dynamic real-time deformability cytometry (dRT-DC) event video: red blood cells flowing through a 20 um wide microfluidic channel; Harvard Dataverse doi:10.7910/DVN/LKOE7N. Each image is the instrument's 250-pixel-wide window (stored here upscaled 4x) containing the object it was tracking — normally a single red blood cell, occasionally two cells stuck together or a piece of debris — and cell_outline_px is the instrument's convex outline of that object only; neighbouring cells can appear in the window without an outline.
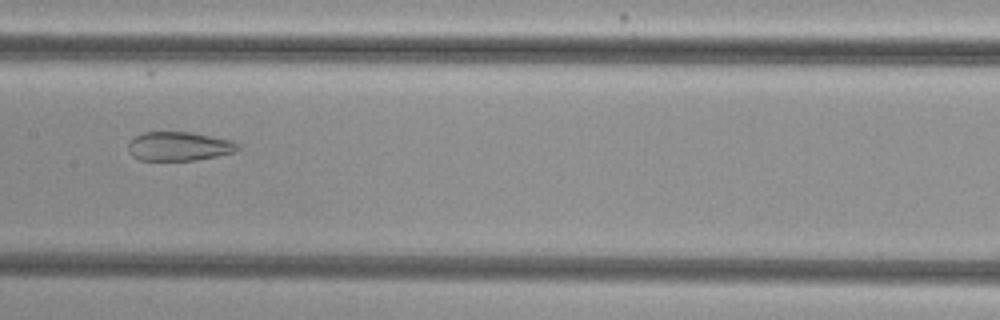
{"species": "common noctule bat (a hibernating species)", "species_latin": "Nyctalus noctula", "temperature_condition": "cold", "stored_images_in_passage": 54, "camera_frame_rate_fps": 3000, "um_per_image_px": 0.085, "animal": {"sex": "female", "body_mass_g": 29.2, "forearm_length_mm": 56.3}, "frame": {"image": 1, "passage_image": 28, "time_ms": 9.0, "image_size_px": [1000, 320], "cell_outline_px": [[240, 148], [236, 152], [196, 160], [140, 160], [132, 156], [128, 148], [128, 144], [136, 136], [144, 132], [192, 132], [232, 140], [240, 144]], "centroid_in_image_um": [15.26, 12.43], "position_along_channel_um": 192.1, "area_um2": 18.55}}
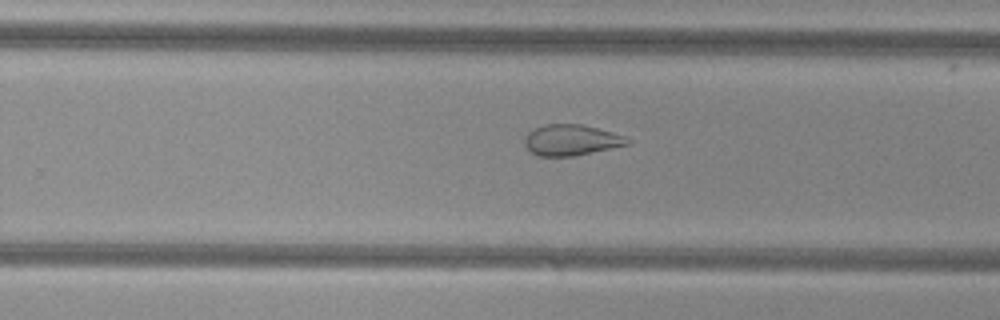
{"frame": {"image": 2, "passage_image": 35, "time_ms": 11.333, "image_size_px": [1000, 320], "cell_outline_px": [[632, 144], [576, 156], [536, 156], [524, 144], [524, 136], [528, 132], [544, 124], [580, 124], [612, 132], [624, 136], [632, 140]], "centroid_in_image_um": [48.58, 11.91], "position_along_channel_um": 281.2, "area_um2": 18.67}}
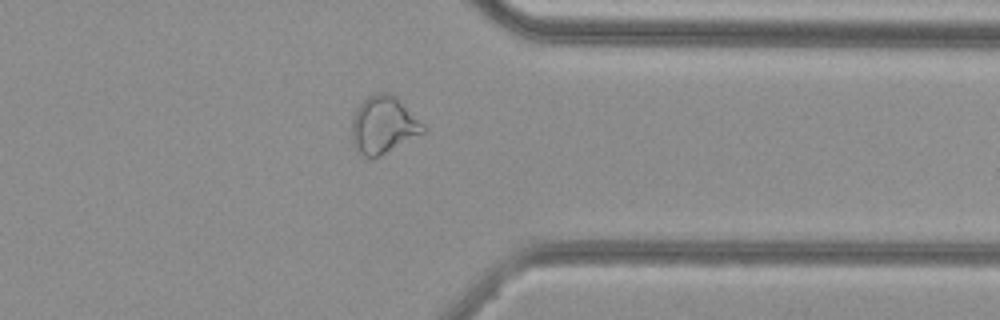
{"frame": {"image": 3, "passage_image": 43, "time_ms": 14.0, "image_size_px": [1000, 320], "cell_outline_px": [[428, 132], [380, 156], [364, 156], [356, 148], [352, 140], [352, 116], [356, 108], [368, 96], [376, 92], [388, 92], [396, 96], [428, 128]], "centroid_in_image_um": [32.64, 10.61], "position_along_channel_um": 378.8, "area_um2": 24.1}, "authors_computed_cell_mechanics": {"area_um2": 26.4724, "velocity_mm_per_s": 3.8254, "shape_relaxation_time_tau1_ms": null, "shape_relaxation_time_tau2_ms": 1.7578, "deformation_change_tau1": null, "deformation_change_tau2": 0.0909}}